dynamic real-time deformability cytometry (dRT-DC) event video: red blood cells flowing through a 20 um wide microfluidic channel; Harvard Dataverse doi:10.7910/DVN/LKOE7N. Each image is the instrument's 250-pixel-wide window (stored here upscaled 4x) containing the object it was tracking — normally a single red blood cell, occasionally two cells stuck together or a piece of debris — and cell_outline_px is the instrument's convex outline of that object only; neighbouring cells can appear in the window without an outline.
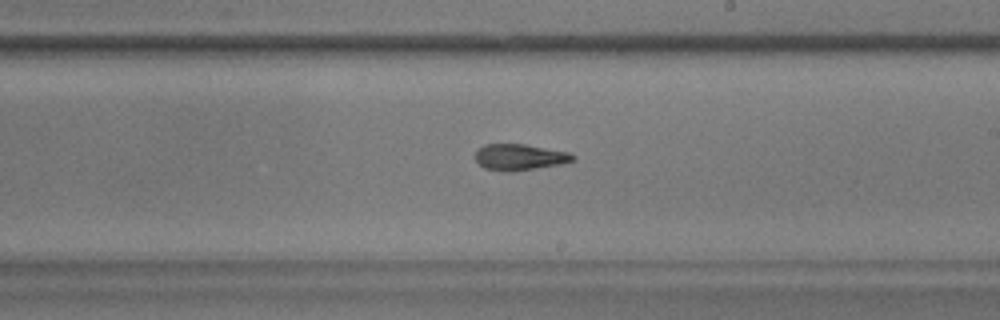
{"species": "common noctule bat (a hibernating species)", "species_latin": "Nyctalus noctula", "temperature_condition": "warm", "stored_images_in_passage": 42, "camera_frame_rate_fps": 3000, "um_per_image_px": 0.085, "animal": {"sex": "male", "body_mass_g": 17.9}, "frame": {"image": 1, "passage_image": 30, "time_ms": 9.667, "image_size_px": [1000, 320], "cell_outline_px": [[576, 160], [560, 164], [512, 172], [504, 172], [484, 168], [476, 160], [476, 152], [484, 144], [524, 144], [568, 152], [576, 156]], "centroid_in_image_um": [44.18, 13.36], "position_along_channel_um": 244.8, "area_um2": 14.85}}